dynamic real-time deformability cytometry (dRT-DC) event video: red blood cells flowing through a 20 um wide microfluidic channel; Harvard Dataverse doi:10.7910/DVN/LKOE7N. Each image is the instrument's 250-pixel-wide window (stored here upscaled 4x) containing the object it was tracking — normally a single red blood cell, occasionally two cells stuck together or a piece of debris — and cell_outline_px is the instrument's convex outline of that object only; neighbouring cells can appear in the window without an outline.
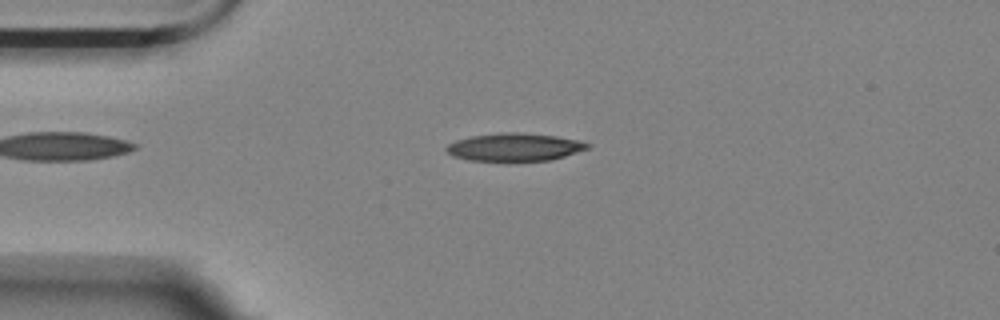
{"species": "Egyptian fruit bat (a non-hibernating species)", "species_latin": "Rousettus aegyptiacus", "temperature_condition": "room temperature", "stored_images_in_passage": 50, "camera_frame_rate_fps": 3000, "um_per_image_px": 0.085, "animal": {"sex": "female"}, "frame": {"image": 1, "passage_image": 7, "time_ms": 2.0, "image_size_px": [1000, 320], "cell_outline_px": [[592, 144], [588, 148], [552, 160], [468, 160], [452, 156], [444, 148], [448, 144], [456, 140], [472, 136], [500, 132], [516, 132], [556, 136], [580, 140]], "centroid_in_image_um": [43.73, 12.49], "position_along_channel_um": 41.3, "area_um2": 22.72}}
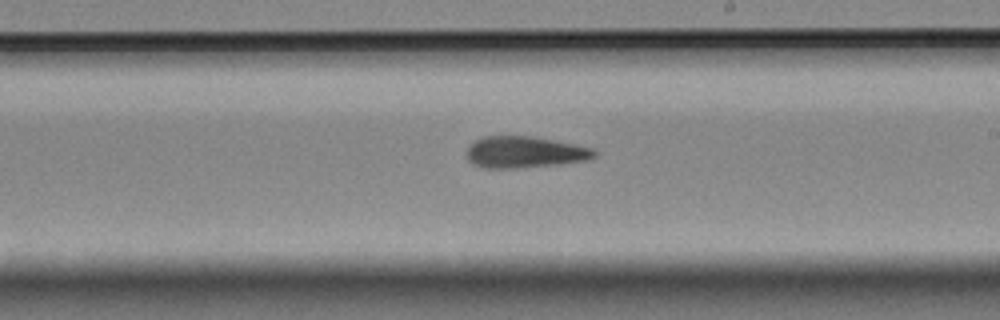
{"frame": {"image": 2, "passage_image": 26, "time_ms": 8.333, "image_size_px": [1000, 320], "cell_outline_px": [[596, 156], [588, 160], [560, 164], [516, 168], [484, 168], [472, 164], [468, 160], [468, 148], [476, 140], [484, 136], [532, 136], [592, 148], [596, 152]], "centroid_in_image_um": [44.6, 12.94], "position_along_channel_um": 244.4, "area_um2": 23.24}}
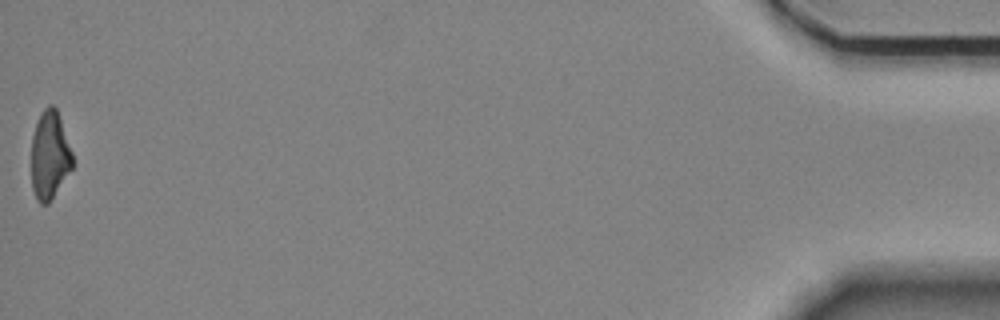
{"frame": {"image": 3, "passage_image": 50, "time_ms": 16.333, "image_size_px": [1000, 320], "cell_outline_px": [[72, 168], [48, 204], [40, 204], [36, 200], [32, 188], [32, 136], [40, 112], [48, 104], [52, 104], [56, 108], [72, 152]], "centroid_in_image_um": [4.21, 13.2], "position_along_channel_um": 431.0, "area_um2": 20.98}, "authors_computed_cell_mechanics": {"area_um2": 22.9177, "velocity_mm_per_s": 3.5364, "shape_relaxation_time_tau1_ms": null, "shape_relaxation_time_tau2_ms": 7.1443, "deformation_change_tau1": null, "deformation_change_tau2": 0.2067}}